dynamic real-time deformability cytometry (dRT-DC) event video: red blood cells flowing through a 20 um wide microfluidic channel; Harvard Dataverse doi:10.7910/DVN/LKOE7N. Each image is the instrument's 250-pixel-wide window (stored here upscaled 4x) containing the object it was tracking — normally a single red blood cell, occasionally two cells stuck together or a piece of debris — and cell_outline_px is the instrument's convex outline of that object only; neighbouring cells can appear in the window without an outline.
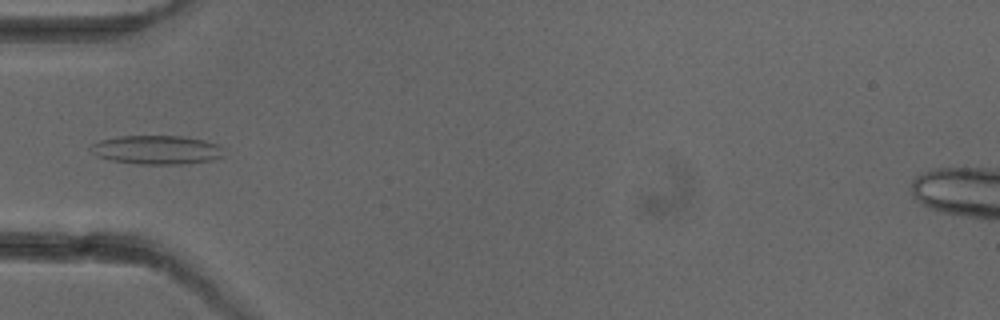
{"species": "common noctule bat (a hibernating species)", "species_latin": "Nyctalus noctula", "temperature_condition": "cold", "stored_images_in_passage": 5, "camera_frame_rate_fps": 3000, "um_per_image_px": 0.085, "animal": {"sex": "female"}, "frame": {"image": 1, "passage_image": 4, "time_ms": 3.667, "image_size_px": [1000, 320], "cell_outline_px": [[224, 156], [208, 160], [180, 164], [140, 164], [112, 160], [96, 156], [92, 152], [92, 144], [100, 140], [120, 136], [184, 136], [204, 140], [220, 144], [224, 148]], "centroid_in_image_um": [13.36, 12.72], "position_along_channel_um": 71.6, "area_um2": 22.31}}
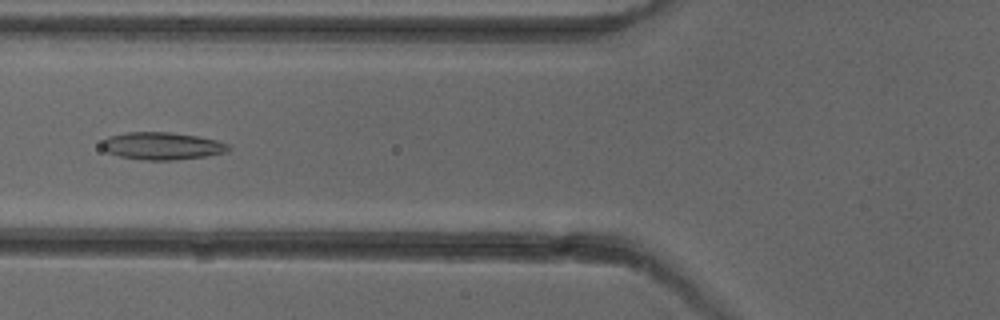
{"frame": {"image": 2, "passage_image": 5, "time_ms": 4.667, "image_size_px": [1000, 320], "cell_outline_px": [[232, 148], [224, 152], [204, 156], [176, 160], [144, 160], [120, 156], [108, 152], [100, 144], [108, 136], [124, 132], [172, 132], [196, 136], [216, 140], [228, 144]], "centroid_in_image_um": [13.76, 12.4], "position_along_channel_um": 112.0, "area_um2": 20.11}}